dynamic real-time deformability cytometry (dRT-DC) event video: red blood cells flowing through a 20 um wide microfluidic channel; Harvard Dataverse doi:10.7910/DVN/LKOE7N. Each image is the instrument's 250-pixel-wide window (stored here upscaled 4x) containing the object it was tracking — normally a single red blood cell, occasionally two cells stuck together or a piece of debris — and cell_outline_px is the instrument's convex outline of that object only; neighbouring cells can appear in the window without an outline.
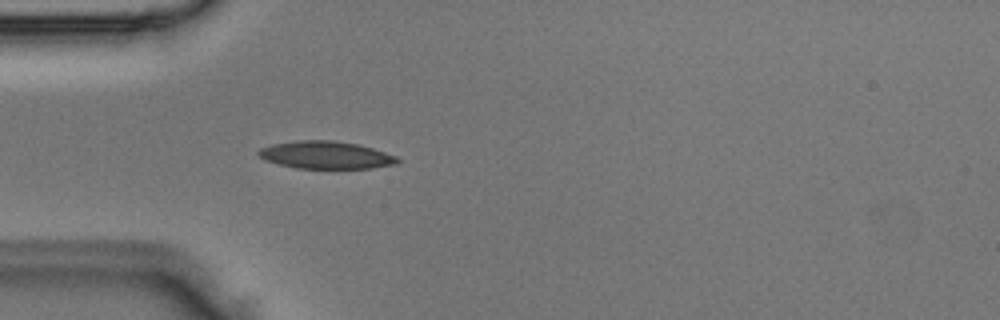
{"species": "Egyptian fruit bat (a non-hibernating species)", "species_latin": "Rousettus aegyptiacus", "temperature_condition": "room temperature", "stored_images_in_passage": 2, "camera_frame_rate_fps": 3000, "um_per_image_px": 0.085, "animal": {"sex": "male"}, "frame": {"image": 1, "passage_image": 2, "time_ms": 0.333, "image_size_px": [1000, 320], "cell_outline_px": [[400, 160], [396, 164], [372, 168], [296, 168], [264, 160], [256, 152], [260, 148], [272, 144], [296, 140], [332, 140], [356, 144], [372, 148], [396, 156]], "centroid_in_image_um": [27.67, 13.17], "position_along_channel_um": 57.3, "area_um2": 22.2}}